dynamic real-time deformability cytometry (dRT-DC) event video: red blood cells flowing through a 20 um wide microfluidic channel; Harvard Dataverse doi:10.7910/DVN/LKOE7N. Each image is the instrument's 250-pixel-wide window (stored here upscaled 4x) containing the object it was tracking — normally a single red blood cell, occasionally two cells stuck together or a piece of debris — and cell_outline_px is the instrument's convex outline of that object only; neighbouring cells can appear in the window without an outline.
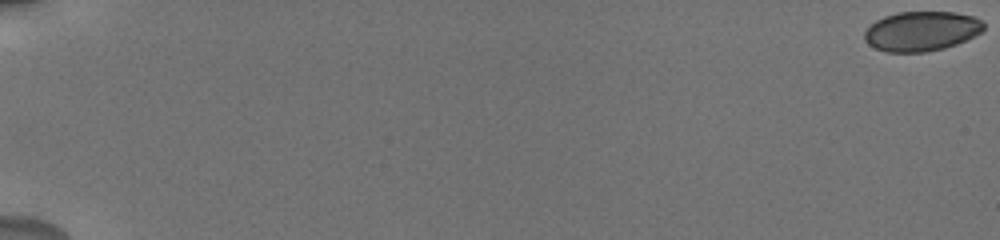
{"species": "human", "species_latin": "Homo sapiens", "temperature_condition": "cold", "stored_images_in_passage": 10, "camera_frame_rate_fps": 3000, "um_per_image_px": 0.085, "donor": {"sex": "male"}, "frame": {"image": 1, "passage_image": 1, "time_ms": 0.0, "image_size_px": [1000, 240], "cell_outline_px": [[984, 28], [980, 32], [956, 44], [944, 48], [924, 52], [888, 52], [876, 48], [868, 44], [864, 40], [864, 32], [876, 20], [884, 16], [896, 12], [952, 12], [972, 16], [980, 20], [984, 24]], "centroid_in_image_um": [78.29, 2.65], "position_along_channel_um": 6.7, "area_um2": 27.34}}
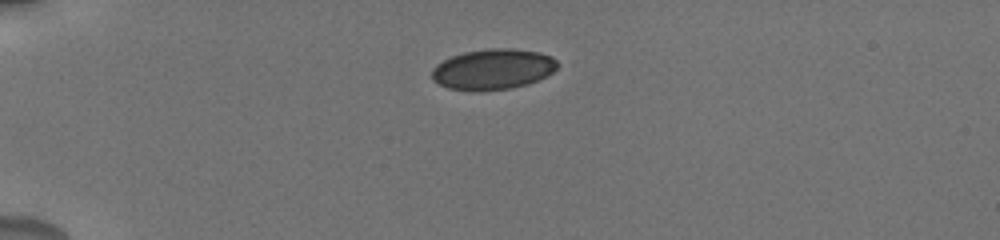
{"frame": {"image": 2, "passage_image": 6, "time_ms": 5.333, "image_size_px": [1000, 240], "cell_outline_px": [[556, 68], [548, 76], [528, 84], [512, 88], [480, 92], [476, 92], [448, 88], [432, 80], [432, 68], [436, 64], [452, 56], [464, 52], [492, 48], [508, 48], [540, 52], [552, 56], [556, 60]], "centroid_in_image_um": [41.9, 5.9], "position_along_channel_um": 43.1, "area_um2": 29.94}}
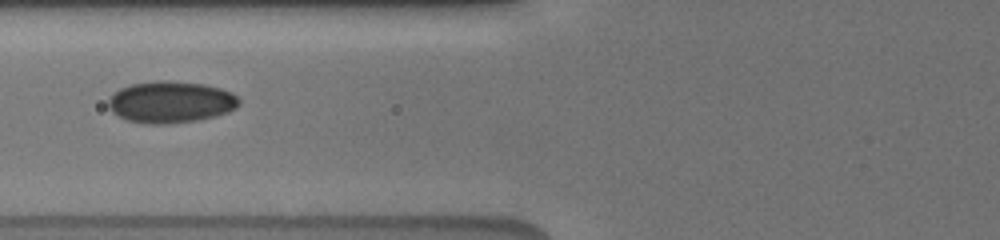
{"frame": {"image": 3, "passage_image": 10, "time_ms": 8.333, "image_size_px": [1000, 240], "cell_outline_px": [[240, 104], [236, 108], [228, 112], [216, 116], [196, 120], [164, 124], [148, 124], [128, 120], [112, 112], [108, 108], [108, 100], [120, 88], [132, 84], [160, 80], [172, 80], [204, 84], [220, 88], [232, 92], [240, 100]], "centroid_in_image_um": [14.54, 8.67], "position_along_channel_um": 111.3, "area_um2": 31.73}}